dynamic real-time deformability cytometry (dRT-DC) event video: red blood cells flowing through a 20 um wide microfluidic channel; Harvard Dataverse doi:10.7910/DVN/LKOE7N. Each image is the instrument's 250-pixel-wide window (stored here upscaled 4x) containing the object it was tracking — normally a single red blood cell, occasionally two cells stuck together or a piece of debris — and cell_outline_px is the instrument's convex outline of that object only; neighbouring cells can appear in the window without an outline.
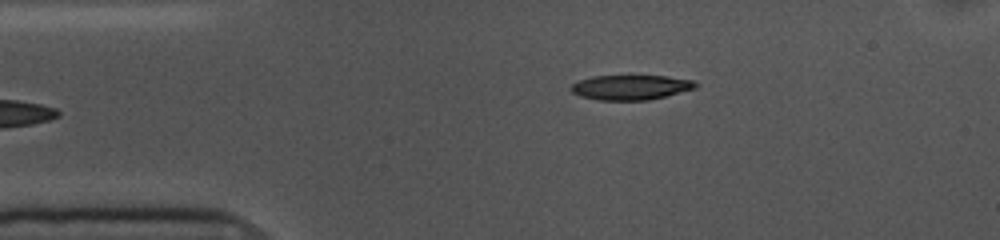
{"species": "common noctule bat (a hibernating species)", "species_latin": "Nyctalus noctula", "temperature_condition": "cold", "stored_images_in_passage": 39, "camera_frame_rate_fps": 3000, "um_per_image_px": 0.085, "animal": {"sex": "female", "body_mass_g": 10.0, "forearm_length_mm": 53.1}, "frame": {"image": 1, "passage_image": 1, "time_ms": 0.0, "image_size_px": [1000, 240], "cell_outline_px": [[696, 88], [648, 100], [596, 100], [580, 96], [572, 92], [572, 84], [580, 80], [592, 76], [668, 76], [692, 80], [696, 84]], "centroid_in_image_um": [53.59, 7.42], "position_along_channel_um": 31.4, "area_um2": 17.8}}
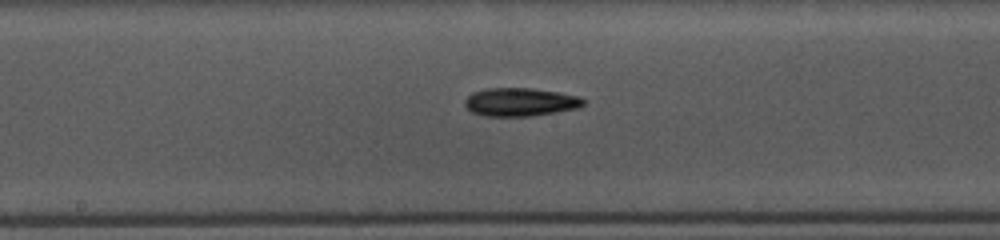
{"frame": {"image": 2, "passage_image": 18, "time_ms": 5.667, "image_size_px": [1000, 240], "cell_outline_px": [[588, 100], [584, 104], [576, 108], [556, 112], [532, 116], [484, 116], [472, 112], [464, 104], [464, 100], [472, 92], [488, 88], [532, 88], [560, 92], [576, 96]], "centroid_in_image_um": [44.22, 8.67], "position_along_channel_um": 204.0, "area_um2": 19.59}}
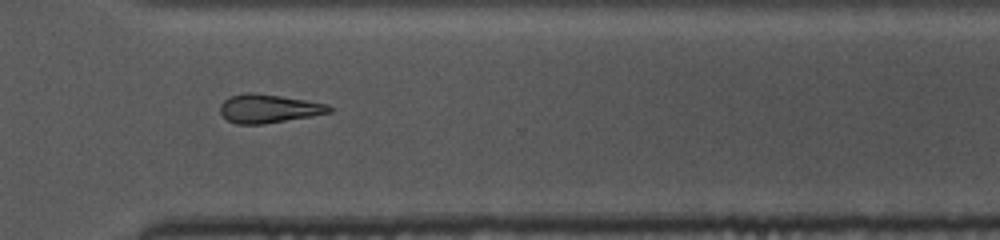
{"frame": {"image": 3, "passage_image": 30, "time_ms": 9.667, "image_size_px": [1000, 240], "cell_outline_px": [[332, 112], [312, 116], [264, 124], [236, 124], [228, 120], [220, 112], [220, 104], [228, 96], [244, 92], [248, 92], [280, 96], [328, 104], [332, 108]], "centroid_in_image_um": [22.81, 9.23], "position_along_channel_um": 347.8, "area_um2": 18.15}, "authors_computed_cell_mechanics": {"area_um2": 18.9584, "velocity_mm_per_s": 3.6094, "shape_relaxation_time_tau1_ms": 5.4918, "shape_relaxation_time_tau2_ms": null, "deformation_change_tau1": 0.1356, "deformation_change_tau2": null}}